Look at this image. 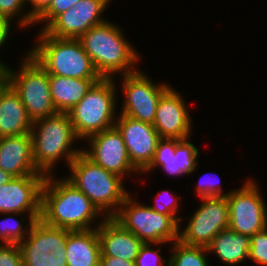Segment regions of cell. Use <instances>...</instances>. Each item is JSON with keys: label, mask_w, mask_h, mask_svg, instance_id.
I'll return each instance as SVG.
<instances>
[{"label": "cell", "mask_w": 267, "mask_h": 266, "mask_svg": "<svg viewBox=\"0 0 267 266\" xmlns=\"http://www.w3.org/2000/svg\"><path fill=\"white\" fill-rule=\"evenodd\" d=\"M40 219L49 226L74 231L96 229L105 216L65 177L57 179L54 174L43 182Z\"/></svg>", "instance_id": "obj_1"}, {"label": "cell", "mask_w": 267, "mask_h": 266, "mask_svg": "<svg viewBox=\"0 0 267 266\" xmlns=\"http://www.w3.org/2000/svg\"><path fill=\"white\" fill-rule=\"evenodd\" d=\"M125 37L118 24L106 19L78 38L101 78L115 79L119 74L123 76L139 70L140 53Z\"/></svg>", "instance_id": "obj_2"}, {"label": "cell", "mask_w": 267, "mask_h": 266, "mask_svg": "<svg viewBox=\"0 0 267 266\" xmlns=\"http://www.w3.org/2000/svg\"><path fill=\"white\" fill-rule=\"evenodd\" d=\"M31 137L34 163L45 176L54 175V167H57L59 160L66 161L69 167L82 152V147L78 149L74 146L81 140L75 134L68 113L58 112L33 121Z\"/></svg>", "instance_id": "obj_3"}, {"label": "cell", "mask_w": 267, "mask_h": 266, "mask_svg": "<svg viewBox=\"0 0 267 266\" xmlns=\"http://www.w3.org/2000/svg\"><path fill=\"white\" fill-rule=\"evenodd\" d=\"M65 178L83 192L105 217H113L130 194L123 178L95 164L83 152L69 164Z\"/></svg>", "instance_id": "obj_4"}, {"label": "cell", "mask_w": 267, "mask_h": 266, "mask_svg": "<svg viewBox=\"0 0 267 266\" xmlns=\"http://www.w3.org/2000/svg\"><path fill=\"white\" fill-rule=\"evenodd\" d=\"M27 51L49 74L71 78H101L78 38H58L39 31Z\"/></svg>", "instance_id": "obj_5"}, {"label": "cell", "mask_w": 267, "mask_h": 266, "mask_svg": "<svg viewBox=\"0 0 267 266\" xmlns=\"http://www.w3.org/2000/svg\"><path fill=\"white\" fill-rule=\"evenodd\" d=\"M113 79L96 82L68 115L80 140L115 126L117 119V85Z\"/></svg>", "instance_id": "obj_6"}, {"label": "cell", "mask_w": 267, "mask_h": 266, "mask_svg": "<svg viewBox=\"0 0 267 266\" xmlns=\"http://www.w3.org/2000/svg\"><path fill=\"white\" fill-rule=\"evenodd\" d=\"M24 54L18 70L8 65L7 82L19 94L32 121L58 113L51 98L49 74L28 52Z\"/></svg>", "instance_id": "obj_7"}, {"label": "cell", "mask_w": 267, "mask_h": 266, "mask_svg": "<svg viewBox=\"0 0 267 266\" xmlns=\"http://www.w3.org/2000/svg\"><path fill=\"white\" fill-rule=\"evenodd\" d=\"M130 193L113 218L134 233L143 243H167L179 240L180 223L169 215L154 211Z\"/></svg>", "instance_id": "obj_8"}, {"label": "cell", "mask_w": 267, "mask_h": 266, "mask_svg": "<svg viewBox=\"0 0 267 266\" xmlns=\"http://www.w3.org/2000/svg\"><path fill=\"white\" fill-rule=\"evenodd\" d=\"M70 231L36 220L27 237L18 244L23 266H67L65 252Z\"/></svg>", "instance_id": "obj_9"}, {"label": "cell", "mask_w": 267, "mask_h": 266, "mask_svg": "<svg viewBox=\"0 0 267 266\" xmlns=\"http://www.w3.org/2000/svg\"><path fill=\"white\" fill-rule=\"evenodd\" d=\"M260 190L257 182L249 178L226 196L229 229L250 237L267 227V204Z\"/></svg>", "instance_id": "obj_10"}, {"label": "cell", "mask_w": 267, "mask_h": 266, "mask_svg": "<svg viewBox=\"0 0 267 266\" xmlns=\"http://www.w3.org/2000/svg\"><path fill=\"white\" fill-rule=\"evenodd\" d=\"M200 199V206L186 218L189 220L186 227L179 226V241L188 246L207 248L220 231L229 227V210L226 197Z\"/></svg>", "instance_id": "obj_11"}, {"label": "cell", "mask_w": 267, "mask_h": 266, "mask_svg": "<svg viewBox=\"0 0 267 266\" xmlns=\"http://www.w3.org/2000/svg\"><path fill=\"white\" fill-rule=\"evenodd\" d=\"M120 78V92L124 95V103L119 114L153 125L159 99L171 86L167 82L155 84L140 69Z\"/></svg>", "instance_id": "obj_12"}, {"label": "cell", "mask_w": 267, "mask_h": 266, "mask_svg": "<svg viewBox=\"0 0 267 266\" xmlns=\"http://www.w3.org/2000/svg\"><path fill=\"white\" fill-rule=\"evenodd\" d=\"M85 142H89L88 148H82V152L105 170L123 179L134 173L141 175L130 162L122 134L116 126L91 135Z\"/></svg>", "instance_id": "obj_13"}, {"label": "cell", "mask_w": 267, "mask_h": 266, "mask_svg": "<svg viewBox=\"0 0 267 266\" xmlns=\"http://www.w3.org/2000/svg\"><path fill=\"white\" fill-rule=\"evenodd\" d=\"M112 0H80L58 15L44 31L58 38H79L91 27L106 21L102 15Z\"/></svg>", "instance_id": "obj_14"}, {"label": "cell", "mask_w": 267, "mask_h": 266, "mask_svg": "<svg viewBox=\"0 0 267 266\" xmlns=\"http://www.w3.org/2000/svg\"><path fill=\"white\" fill-rule=\"evenodd\" d=\"M115 126L121 132L132 165L142 173L152 162L160 135L152 124L118 114Z\"/></svg>", "instance_id": "obj_15"}, {"label": "cell", "mask_w": 267, "mask_h": 266, "mask_svg": "<svg viewBox=\"0 0 267 266\" xmlns=\"http://www.w3.org/2000/svg\"><path fill=\"white\" fill-rule=\"evenodd\" d=\"M45 175L14 177L0 184V214L28 213L36 220L41 216V190Z\"/></svg>", "instance_id": "obj_16"}, {"label": "cell", "mask_w": 267, "mask_h": 266, "mask_svg": "<svg viewBox=\"0 0 267 266\" xmlns=\"http://www.w3.org/2000/svg\"><path fill=\"white\" fill-rule=\"evenodd\" d=\"M190 138L185 140L161 138L150 165L141 173H150L160 167L168 176L181 177L192 174L199 165L200 152Z\"/></svg>", "instance_id": "obj_17"}, {"label": "cell", "mask_w": 267, "mask_h": 266, "mask_svg": "<svg viewBox=\"0 0 267 266\" xmlns=\"http://www.w3.org/2000/svg\"><path fill=\"white\" fill-rule=\"evenodd\" d=\"M183 98L171 86L159 99L153 126L161 138H191L193 121Z\"/></svg>", "instance_id": "obj_18"}, {"label": "cell", "mask_w": 267, "mask_h": 266, "mask_svg": "<svg viewBox=\"0 0 267 266\" xmlns=\"http://www.w3.org/2000/svg\"><path fill=\"white\" fill-rule=\"evenodd\" d=\"M0 169L14 177L44 175L34 163L31 133L2 138Z\"/></svg>", "instance_id": "obj_19"}, {"label": "cell", "mask_w": 267, "mask_h": 266, "mask_svg": "<svg viewBox=\"0 0 267 266\" xmlns=\"http://www.w3.org/2000/svg\"><path fill=\"white\" fill-rule=\"evenodd\" d=\"M101 256H112L135 262L143 242L113 217H105L97 227Z\"/></svg>", "instance_id": "obj_20"}, {"label": "cell", "mask_w": 267, "mask_h": 266, "mask_svg": "<svg viewBox=\"0 0 267 266\" xmlns=\"http://www.w3.org/2000/svg\"><path fill=\"white\" fill-rule=\"evenodd\" d=\"M33 121L19 94L6 82L0 86V134L16 136L31 133Z\"/></svg>", "instance_id": "obj_21"}, {"label": "cell", "mask_w": 267, "mask_h": 266, "mask_svg": "<svg viewBox=\"0 0 267 266\" xmlns=\"http://www.w3.org/2000/svg\"><path fill=\"white\" fill-rule=\"evenodd\" d=\"M65 256L67 266H100L101 246L97 228L70 231Z\"/></svg>", "instance_id": "obj_22"}, {"label": "cell", "mask_w": 267, "mask_h": 266, "mask_svg": "<svg viewBox=\"0 0 267 266\" xmlns=\"http://www.w3.org/2000/svg\"><path fill=\"white\" fill-rule=\"evenodd\" d=\"M101 79L49 75L51 98L57 112L68 113Z\"/></svg>", "instance_id": "obj_23"}, {"label": "cell", "mask_w": 267, "mask_h": 266, "mask_svg": "<svg viewBox=\"0 0 267 266\" xmlns=\"http://www.w3.org/2000/svg\"><path fill=\"white\" fill-rule=\"evenodd\" d=\"M250 237L234 232L227 228L220 231L211 241L207 250L216 255L221 262L228 266H237L249 256Z\"/></svg>", "instance_id": "obj_24"}, {"label": "cell", "mask_w": 267, "mask_h": 266, "mask_svg": "<svg viewBox=\"0 0 267 266\" xmlns=\"http://www.w3.org/2000/svg\"><path fill=\"white\" fill-rule=\"evenodd\" d=\"M25 214V215H24ZM0 215L5 216V218L0 220V244H19L21 243L29 234L32 225L35 223L36 219L28 213H1ZM23 215V216H22ZM14 216H22L20 219ZM28 218H26V217ZM27 225L25 223L26 219ZM25 219V220H24Z\"/></svg>", "instance_id": "obj_25"}, {"label": "cell", "mask_w": 267, "mask_h": 266, "mask_svg": "<svg viewBox=\"0 0 267 266\" xmlns=\"http://www.w3.org/2000/svg\"><path fill=\"white\" fill-rule=\"evenodd\" d=\"M169 266H210L207 248L188 246L179 240L170 244Z\"/></svg>", "instance_id": "obj_26"}, {"label": "cell", "mask_w": 267, "mask_h": 266, "mask_svg": "<svg viewBox=\"0 0 267 266\" xmlns=\"http://www.w3.org/2000/svg\"><path fill=\"white\" fill-rule=\"evenodd\" d=\"M25 6V0H0V18L10 23L18 20L19 22L16 23L22 29L31 28L35 21L29 16L28 12H24L27 8Z\"/></svg>", "instance_id": "obj_27"}, {"label": "cell", "mask_w": 267, "mask_h": 266, "mask_svg": "<svg viewBox=\"0 0 267 266\" xmlns=\"http://www.w3.org/2000/svg\"><path fill=\"white\" fill-rule=\"evenodd\" d=\"M154 198H155L154 205L153 204L149 205L154 211L164 215L173 216L180 224L181 222H183L182 221L183 217L177 216L180 210L179 200L181 199V197L179 196L176 197V195L173 194V192L168 191L167 189L158 192V194Z\"/></svg>", "instance_id": "obj_28"}, {"label": "cell", "mask_w": 267, "mask_h": 266, "mask_svg": "<svg viewBox=\"0 0 267 266\" xmlns=\"http://www.w3.org/2000/svg\"><path fill=\"white\" fill-rule=\"evenodd\" d=\"M211 174V175H208ZM217 174L213 172H206L205 174L199 177L198 183H195L194 186L196 189V194L199 198L203 197H226L231 191L223 192L220 177H216ZM204 176V177H203ZM215 176V177H213ZM211 177V178H210Z\"/></svg>", "instance_id": "obj_29"}, {"label": "cell", "mask_w": 267, "mask_h": 266, "mask_svg": "<svg viewBox=\"0 0 267 266\" xmlns=\"http://www.w3.org/2000/svg\"><path fill=\"white\" fill-rule=\"evenodd\" d=\"M164 244L167 245L166 243H154V245L153 243H144L136 257L135 266H169V259L163 258L160 253L161 245ZM155 245H159L157 247L160 248H154Z\"/></svg>", "instance_id": "obj_30"}, {"label": "cell", "mask_w": 267, "mask_h": 266, "mask_svg": "<svg viewBox=\"0 0 267 266\" xmlns=\"http://www.w3.org/2000/svg\"><path fill=\"white\" fill-rule=\"evenodd\" d=\"M248 260L259 266H267V227L250 236Z\"/></svg>", "instance_id": "obj_31"}, {"label": "cell", "mask_w": 267, "mask_h": 266, "mask_svg": "<svg viewBox=\"0 0 267 266\" xmlns=\"http://www.w3.org/2000/svg\"><path fill=\"white\" fill-rule=\"evenodd\" d=\"M78 1L80 0H52L49 8L35 21L34 26L45 23L40 31L44 30L58 15L72 8Z\"/></svg>", "instance_id": "obj_32"}, {"label": "cell", "mask_w": 267, "mask_h": 266, "mask_svg": "<svg viewBox=\"0 0 267 266\" xmlns=\"http://www.w3.org/2000/svg\"><path fill=\"white\" fill-rule=\"evenodd\" d=\"M0 266H23L18 244H0Z\"/></svg>", "instance_id": "obj_33"}, {"label": "cell", "mask_w": 267, "mask_h": 266, "mask_svg": "<svg viewBox=\"0 0 267 266\" xmlns=\"http://www.w3.org/2000/svg\"><path fill=\"white\" fill-rule=\"evenodd\" d=\"M25 3L26 6L31 5L27 12L36 21L49 8L52 0H25Z\"/></svg>", "instance_id": "obj_34"}, {"label": "cell", "mask_w": 267, "mask_h": 266, "mask_svg": "<svg viewBox=\"0 0 267 266\" xmlns=\"http://www.w3.org/2000/svg\"><path fill=\"white\" fill-rule=\"evenodd\" d=\"M100 266H135V262L112 256H100Z\"/></svg>", "instance_id": "obj_35"}, {"label": "cell", "mask_w": 267, "mask_h": 266, "mask_svg": "<svg viewBox=\"0 0 267 266\" xmlns=\"http://www.w3.org/2000/svg\"><path fill=\"white\" fill-rule=\"evenodd\" d=\"M11 27L12 23L0 18V49H2L3 46H5L4 44L7 43L6 41H9L8 39L9 35H11L10 34Z\"/></svg>", "instance_id": "obj_36"}, {"label": "cell", "mask_w": 267, "mask_h": 266, "mask_svg": "<svg viewBox=\"0 0 267 266\" xmlns=\"http://www.w3.org/2000/svg\"><path fill=\"white\" fill-rule=\"evenodd\" d=\"M7 68L8 65L0 58V86L7 82Z\"/></svg>", "instance_id": "obj_37"}, {"label": "cell", "mask_w": 267, "mask_h": 266, "mask_svg": "<svg viewBox=\"0 0 267 266\" xmlns=\"http://www.w3.org/2000/svg\"><path fill=\"white\" fill-rule=\"evenodd\" d=\"M13 178L14 176H12L10 173L0 169V184H6Z\"/></svg>", "instance_id": "obj_38"}, {"label": "cell", "mask_w": 267, "mask_h": 266, "mask_svg": "<svg viewBox=\"0 0 267 266\" xmlns=\"http://www.w3.org/2000/svg\"><path fill=\"white\" fill-rule=\"evenodd\" d=\"M3 136L0 134V144H1V140H2Z\"/></svg>", "instance_id": "obj_39"}]
</instances>
